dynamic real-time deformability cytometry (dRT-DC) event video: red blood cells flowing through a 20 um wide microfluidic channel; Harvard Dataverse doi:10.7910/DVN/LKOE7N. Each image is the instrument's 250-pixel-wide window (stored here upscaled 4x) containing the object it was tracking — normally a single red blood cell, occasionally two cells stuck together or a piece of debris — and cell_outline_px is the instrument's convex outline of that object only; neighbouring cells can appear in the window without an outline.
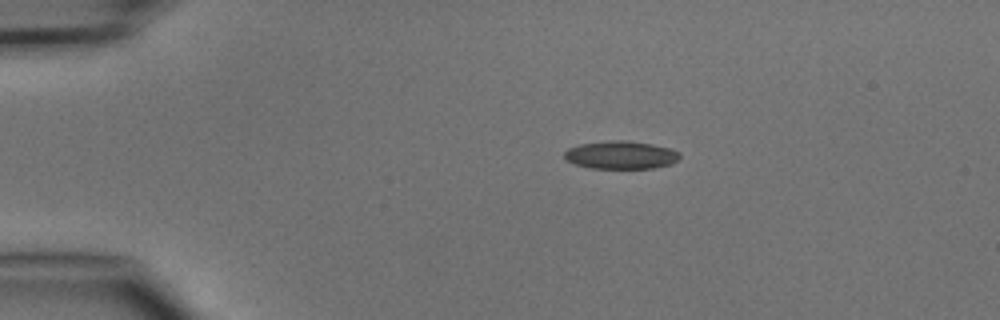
{"species": "common noctule bat (a hibernating species)", "species_latin": "Nyctalus noctula", "temperature_condition": "cold", "stored_images_in_passage": 4, "camera_frame_rate_fps": 3000, "um_per_image_px": 0.085, "animal": {"sex": "male", "body_mass_g": 15.6}, "frame": {"image": 1, "passage_image": 1, "time_ms": 0.0, "image_size_px": [1000, 320], "cell_outline_px": [[680, 156], [672, 164], [652, 168], [592, 168], [576, 164], [568, 160], [564, 156], [564, 152], [568, 148], [580, 144], [612, 140], [624, 140], [652, 144], [668, 148], [680, 152]], "centroid_in_image_um": [52.78, 13.17], "position_along_channel_um": 32.2, "area_um2": 18.61}}
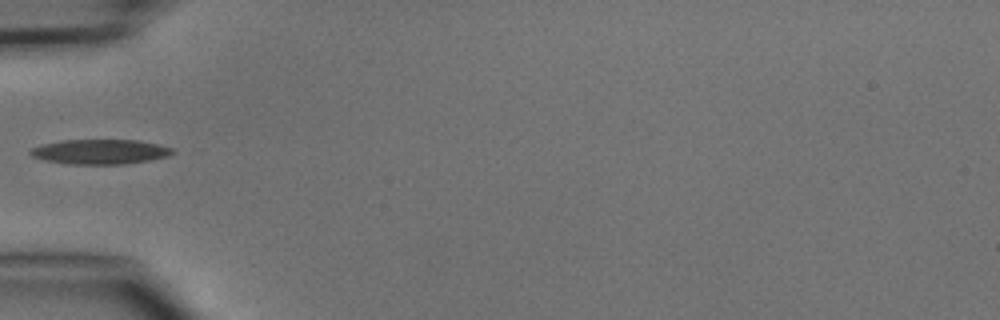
{"frame": {"image": 2, "passage_image": 3, "time_ms": 2.333, "image_size_px": [1000, 320], "cell_outline_px": [[176, 152], [168, 156], [148, 160], [124, 164], [68, 164], [48, 160], [32, 156], [28, 152], [32, 148], [40, 144], [60, 140], [136, 140], [156, 144], [172, 148]], "centroid_in_image_um": [8.49, 12.89], "position_along_channel_um": 76.5, "area_um2": 20.4}}